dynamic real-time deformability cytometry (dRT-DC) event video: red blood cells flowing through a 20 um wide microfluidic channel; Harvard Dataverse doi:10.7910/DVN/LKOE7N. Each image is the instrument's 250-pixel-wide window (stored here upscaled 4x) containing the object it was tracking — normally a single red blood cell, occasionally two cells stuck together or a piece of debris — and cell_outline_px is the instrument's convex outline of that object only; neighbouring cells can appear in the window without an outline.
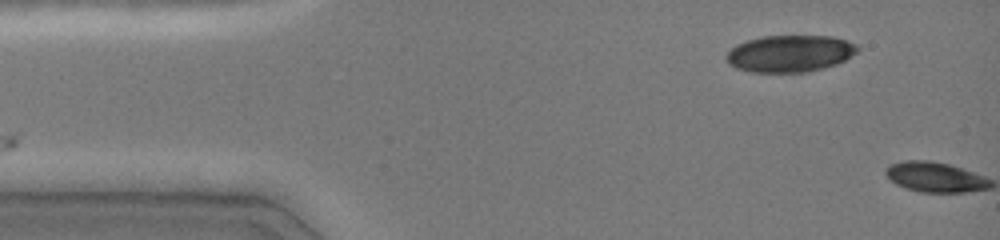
{"species": "common noctule bat (a hibernating species)", "species_latin": "Nyctalus noctula", "temperature_condition": "cold", "stored_images_in_passage": 2, "camera_frame_rate_fps": 3000, "um_per_image_px": 0.085, "animal": {"sex": "female", "body_mass_g": 19.0, "forearm_length_mm": 51.5}, "frame": {"image": 1, "passage_image": 1, "time_ms": 0.0, "image_size_px": [1000, 240], "cell_outline_px": [[860, 48], [856, 52], [844, 60], [836, 64], [808, 72], [752, 72], [736, 68], [728, 64], [724, 56], [736, 44], [748, 40], [764, 36], [832, 36], [860, 44]], "centroid_in_image_um": [67.14, 4.55], "position_along_channel_um": 17.9, "area_um2": 28.26}}